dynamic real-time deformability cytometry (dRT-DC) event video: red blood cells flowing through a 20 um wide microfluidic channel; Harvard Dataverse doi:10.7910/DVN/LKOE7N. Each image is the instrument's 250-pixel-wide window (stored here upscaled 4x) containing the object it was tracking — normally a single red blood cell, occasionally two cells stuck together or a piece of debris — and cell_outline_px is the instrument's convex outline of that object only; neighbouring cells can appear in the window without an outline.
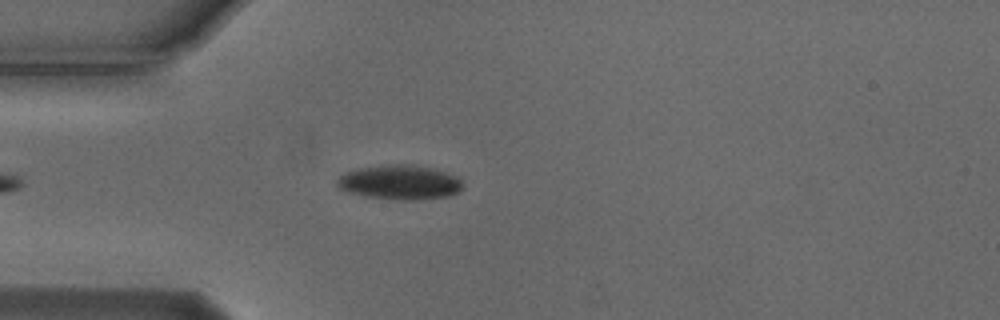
{"species": "Egyptian fruit bat (a non-hibernating species)", "species_latin": "Rousettus aegyptiacus", "temperature_condition": "cold", "stored_images_in_passage": 47, "camera_frame_rate_fps": 3000, "um_per_image_px": 0.085, "animal": {"sex": "male"}, "frame": {"image": 1, "passage_image": 7, "time_ms": 2.0, "image_size_px": [1000, 320], "cell_outline_px": [[464, 188], [448, 196], [412, 200], [396, 200], [364, 196], [340, 188], [336, 184], [336, 180], [340, 176], [356, 168], [392, 164], [416, 164], [432, 168], [456, 176], [464, 184]], "centroid_in_image_um": [34.0, 15.49], "position_along_channel_um": 51.0, "area_um2": 25.2}}
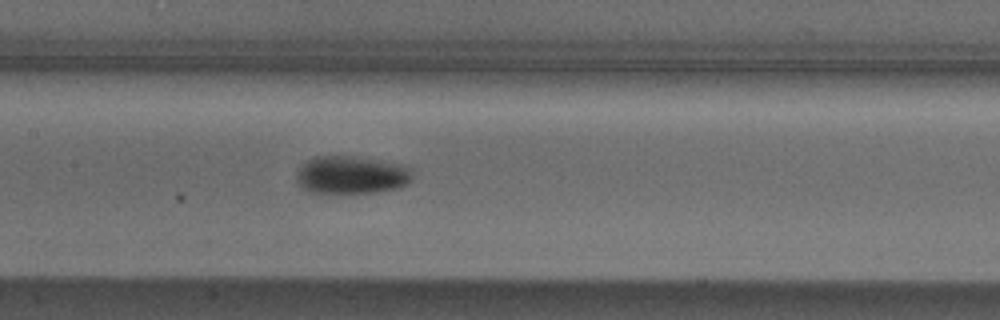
{"frame": {"image": 2, "passage_image": 18, "time_ms": 5.667, "image_size_px": [1000, 320], "cell_outline_px": [[412, 180], [408, 184], [396, 188], [376, 192], [308, 192], [296, 180], [296, 176], [300, 168], [308, 160], [316, 156], [352, 156], [408, 164], [412, 168]], "centroid_in_image_um": [29.95, 14.85], "position_along_channel_um": 177.5, "area_um2": 25.61}}
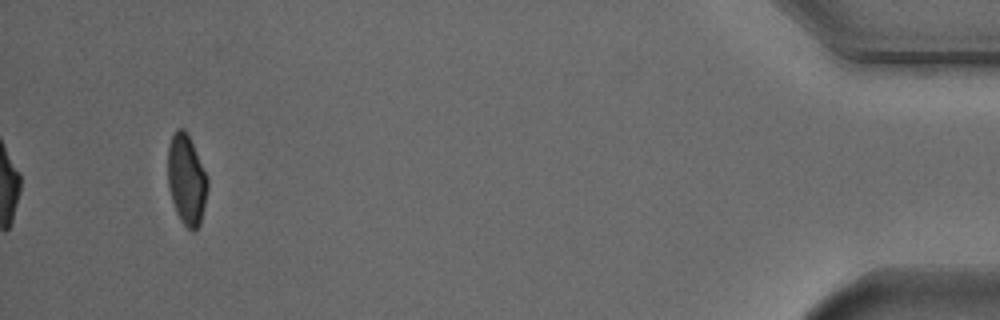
{"frame": {"image": 3, "passage_image": 44, "time_ms": 14.333, "image_size_px": [1000, 320], "cell_outline_px": [[208, 188], [200, 224], [192, 232], [180, 220], [176, 212], [168, 188], [168, 144], [176, 128], [184, 128], [208, 176]], "centroid_in_image_um": [15.85, 15.28], "position_along_channel_um": 419.4, "area_um2": 20.87}, "authors_computed_cell_mechanics": {"area_um2": 23.987, "velocity_mm_per_s": 3.7194, "shape_relaxation_time_tau1_ms": 2.989, "shape_relaxation_time_tau2_ms": null, "deformation_change_tau1": 0.1222, "deformation_change_tau2": null}}